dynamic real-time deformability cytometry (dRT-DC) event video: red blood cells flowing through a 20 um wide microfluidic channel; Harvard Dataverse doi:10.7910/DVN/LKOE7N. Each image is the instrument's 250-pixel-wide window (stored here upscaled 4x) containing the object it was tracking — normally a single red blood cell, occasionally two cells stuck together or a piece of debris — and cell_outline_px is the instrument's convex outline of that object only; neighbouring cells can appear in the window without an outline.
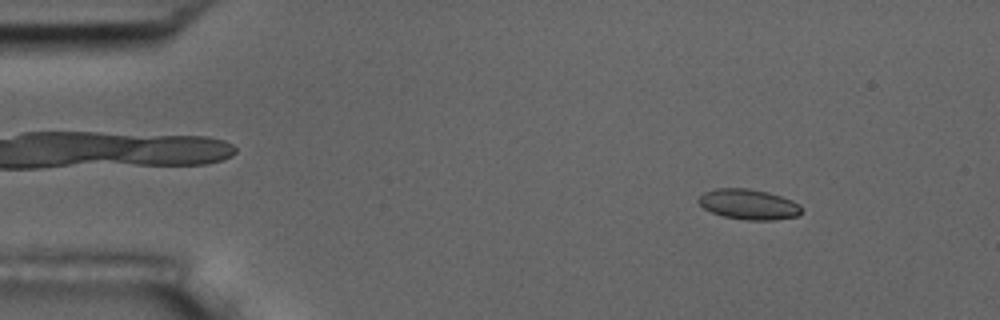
{"species": "common noctule bat (a hibernating species)", "species_latin": "Nyctalus noctula", "temperature_condition": "room temperature", "stored_images_in_passage": 54, "camera_frame_rate_fps": 3000, "um_per_image_px": 0.085, "animal": {"sex": "male", "body_mass_g": 17.5, "forearm_length_mm": 52.3}, "frame": {"image": 1, "passage_image": 7, "time_ms": 2.0, "image_size_px": [1000, 320], "cell_outline_px": [[804, 208], [796, 216], [772, 220], [744, 220], [724, 216], [712, 212], [704, 208], [696, 200], [704, 192], [716, 188], [748, 188], [768, 192], [792, 200], [800, 204]], "centroid_in_image_um": [63.64, 17.36], "position_along_channel_um": 21.4, "area_um2": 18.21}}
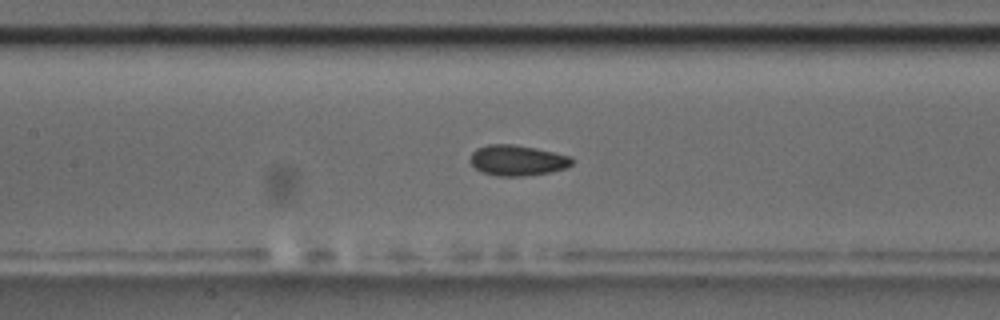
{"frame": {"image": 2, "passage_image": 25, "time_ms": 8.0, "image_size_px": [1000, 320], "cell_outline_px": [[572, 164], [564, 168], [548, 172], [524, 176], [496, 176], [480, 172], [468, 160], [472, 152], [476, 148], [488, 144], [512, 144], [536, 148], [568, 156], [572, 160]], "centroid_in_image_um": [43.89, 13.63], "position_along_channel_um": 163.5, "area_um2": 18.03}}
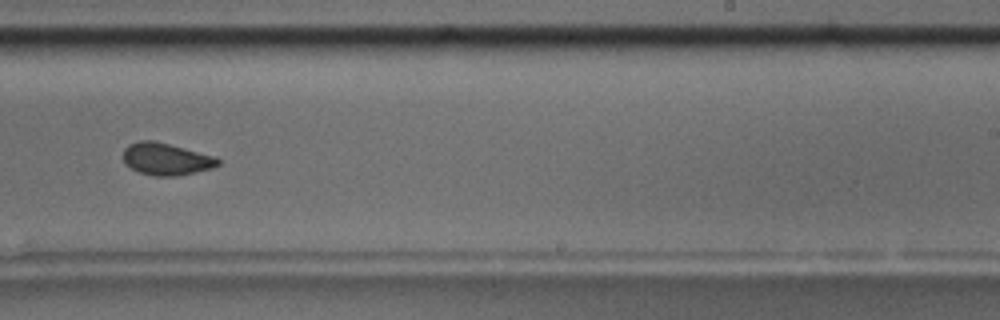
{"frame": {"image": 3, "passage_image": 34, "time_ms": 11.0, "image_size_px": [1000, 320], "cell_outline_px": [[220, 164], [212, 168], [196, 172], [176, 176], [152, 176], [140, 172], [124, 164], [124, 148], [128, 144], [140, 140], [152, 140], [216, 156], [220, 160]], "centroid_in_image_um": [14.13, 13.52], "position_along_channel_um": 274.9, "area_um2": 17.74}, "authors_computed_cell_mechanics": {"area_um2": 17.9469, "velocity_mm_per_s": 3.7378, "shape_relaxation_time_tau1_ms": 4.8696, "shape_relaxation_time_tau2_ms": 1.3864, "deformation_change_tau1": 0.1088, "deformation_change_tau2": 0.0569}}